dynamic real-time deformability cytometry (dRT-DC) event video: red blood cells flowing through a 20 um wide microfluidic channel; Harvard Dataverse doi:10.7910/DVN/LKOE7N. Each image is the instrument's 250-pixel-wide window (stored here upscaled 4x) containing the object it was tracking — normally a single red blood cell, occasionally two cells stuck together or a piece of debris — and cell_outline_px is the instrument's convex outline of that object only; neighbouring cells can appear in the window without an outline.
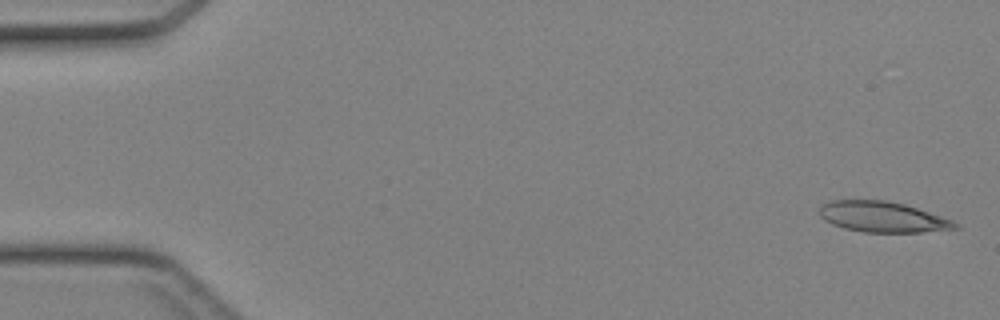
{"species": "Egyptian fruit bat (a non-hibernating species)", "species_latin": "Rousettus aegyptiacus", "temperature_condition": "cold", "stored_images_in_passage": 44, "camera_frame_rate_fps": 3000, "um_per_image_px": 0.085, "animal": {"sex": "female"}, "frame": {"image": 1, "passage_image": 1, "time_ms": 0.0, "image_size_px": [1000, 320], "cell_outline_px": [[960, 228], [920, 232], [864, 232], [844, 228], [832, 224], [824, 220], [820, 216], [820, 204], [832, 200], [884, 200], [904, 204], [952, 220], [960, 224]], "centroid_in_image_um": [75.0, 18.44], "position_along_channel_um": 10.0, "area_um2": 24.1}}
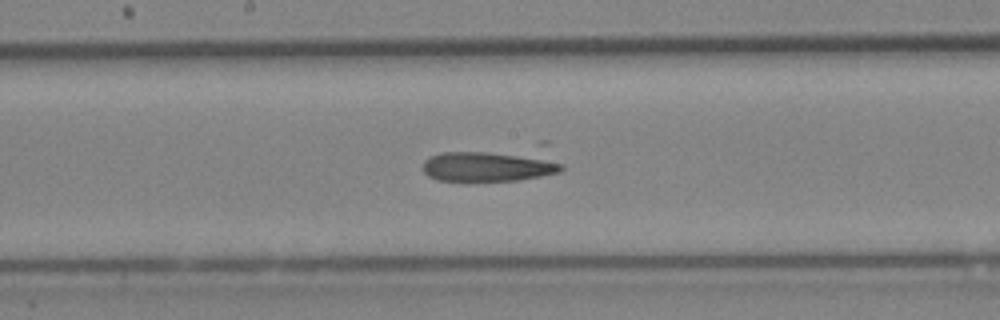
{"frame": {"image": 2, "passage_image": 23, "time_ms": 7.333, "image_size_px": [1000, 320], "cell_outline_px": [[564, 168], [560, 172], [520, 180], [436, 180], [428, 176], [424, 172], [424, 160], [440, 152], [540, 140], [548, 140], [564, 164]], "centroid_in_image_um": [42.14, 13.81], "position_along_channel_um": 206.1, "area_um2": 31.15}}
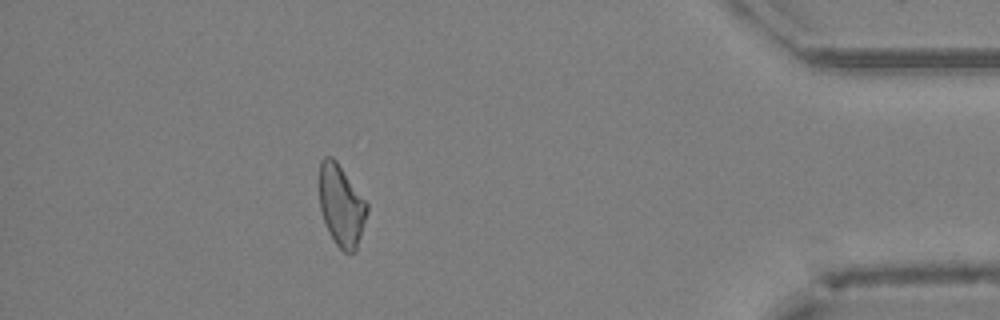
{"frame": {"image": 3, "passage_image": 39, "time_ms": 12.667, "image_size_px": [1000, 320], "cell_outline_px": [[368, 212], [356, 252], [344, 252], [336, 244], [328, 232], [320, 208], [320, 160], [324, 156], [332, 156], [336, 160], [368, 204]], "centroid_in_image_um": [29.02, 17.48], "position_along_channel_um": 406.2, "area_um2": 22.54}}